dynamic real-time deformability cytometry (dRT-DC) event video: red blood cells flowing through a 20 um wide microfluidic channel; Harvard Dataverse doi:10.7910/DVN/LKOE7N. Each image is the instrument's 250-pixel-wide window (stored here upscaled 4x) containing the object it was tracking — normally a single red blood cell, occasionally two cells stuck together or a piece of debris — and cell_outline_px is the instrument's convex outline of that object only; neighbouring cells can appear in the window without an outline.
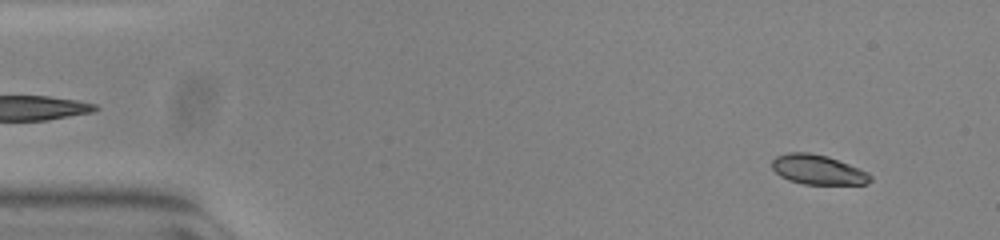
{"species": "common noctule bat (a hibernating species)", "species_latin": "Nyctalus noctula", "temperature_condition": "warm", "stored_images_in_passage": 53, "camera_frame_rate_fps": 3000, "um_per_image_px": 0.085, "animal": {"sex": "female", "body_mass_g": 23.0, "forearm_length_mm": 53.4}, "frame": {"image": 1, "passage_image": 4, "time_ms": 1.0, "image_size_px": [1000, 240], "cell_outline_px": [[872, 180], [868, 184], [804, 184], [788, 180], [780, 176], [772, 168], [772, 160], [776, 156], [788, 152], [808, 152], [828, 156], [868, 172], [872, 176]], "centroid_in_image_um": [69.52, 14.42], "position_along_channel_um": 15.5, "area_um2": 17.05}}
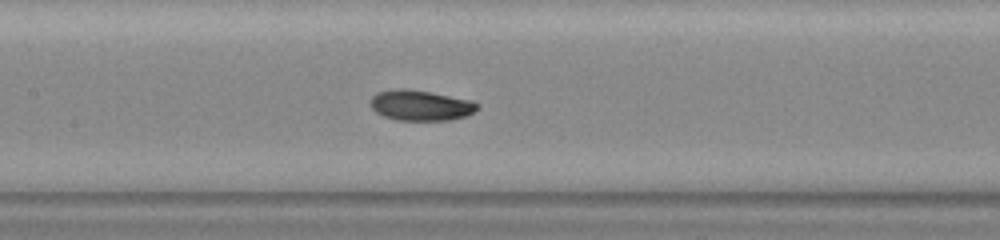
{"frame": {"image": 2, "passage_image": 25, "time_ms": 8.0, "image_size_px": [1000, 240], "cell_outline_px": [[480, 108], [468, 116], [448, 120], [396, 120], [384, 116], [376, 112], [372, 108], [372, 96], [376, 92], [396, 88], [404, 88], [432, 92], [472, 100], [480, 104]], "centroid_in_image_um": [35.8, 8.95], "position_along_channel_um": 171.6, "area_um2": 19.19}}
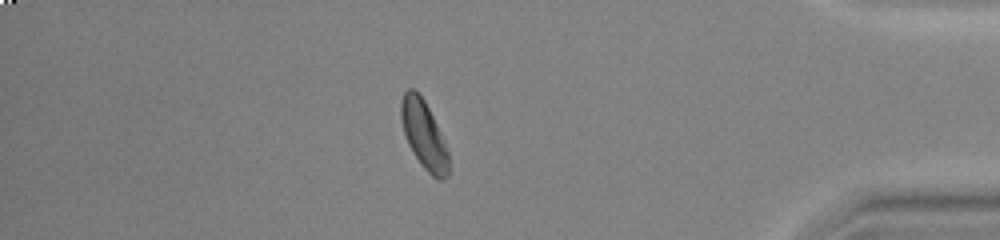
{"frame": {"image": 3, "passage_image": 46, "time_ms": 15.0, "image_size_px": [1000, 240], "cell_outline_px": [[448, 176], [440, 180], [436, 180], [420, 164], [408, 144], [400, 120], [400, 100], [404, 92], [408, 88], [412, 88], [424, 100], [444, 140], [448, 152]], "centroid_in_image_um": [36.01, 11.46], "position_along_channel_um": 399.2, "area_um2": 18.73}, "authors_computed_cell_mechanics": {"area_um2": 18.496, "velocity_mm_per_s": 3.8113, "shape_relaxation_time_tau1_ms": 3.0901, "shape_relaxation_time_tau2_ms": 3.5454, "deformation_change_tau1": 0.1482, "deformation_change_tau2": 0.0699}}